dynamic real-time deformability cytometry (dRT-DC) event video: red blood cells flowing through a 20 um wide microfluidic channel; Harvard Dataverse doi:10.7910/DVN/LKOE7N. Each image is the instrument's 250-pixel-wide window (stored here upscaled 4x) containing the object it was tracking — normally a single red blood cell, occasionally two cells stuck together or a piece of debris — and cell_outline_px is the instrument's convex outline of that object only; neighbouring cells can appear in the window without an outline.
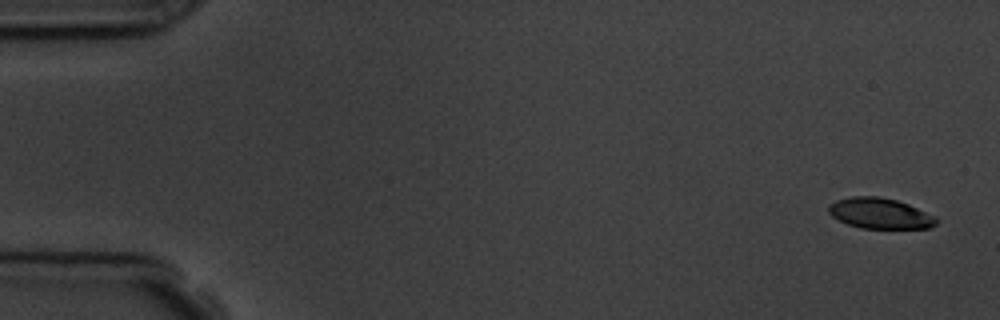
{"species": "common noctule bat (a hibernating species)", "species_latin": "Nyctalus noctula", "temperature_condition": "room temperature", "stored_images_in_passage": 5, "camera_frame_rate_fps": 3000, "um_per_image_px": 0.085, "animal": {"sex": "male", "body_mass_g": 19.5, "forearm_length_mm": 54.6}, "frame": {"image": 1, "passage_image": 1, "time_ms": 0.0, "image_size_px": [1000, 320], "cell_outline_px": [[940, 220], [936, 224], [928, 228], [860, 228], [848, 224], [832, 216], [828, 212], [828, 204], [836, 200], [852, 196], [880, 196], [896, 200], [908, 204], [936, 216]], "centroid_in_image_um": [74.8, 18.13], "position_along_channel_um": 10.2, "area_um2": 19.31}}
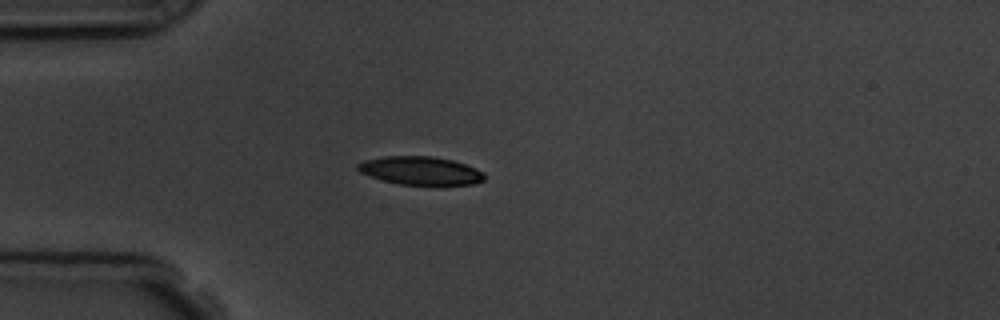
{"frame": {"image": 2, "passage_image": 5, "time_ms": 4.333, "image_size_px": [1000, 320], "cell_outline_px": [[484, 180], [472, 184], [400, 184], [384, 180], [360, 172], [356, 168], [356, 164], [364, 160], [384, 156], [432, 156], [452, 160], [476, 168], [484, 172]], "centroid_in_image_um": [35.73, 14.49], "position_along_channel_um": 49.3, "area_um2": 20.58}}